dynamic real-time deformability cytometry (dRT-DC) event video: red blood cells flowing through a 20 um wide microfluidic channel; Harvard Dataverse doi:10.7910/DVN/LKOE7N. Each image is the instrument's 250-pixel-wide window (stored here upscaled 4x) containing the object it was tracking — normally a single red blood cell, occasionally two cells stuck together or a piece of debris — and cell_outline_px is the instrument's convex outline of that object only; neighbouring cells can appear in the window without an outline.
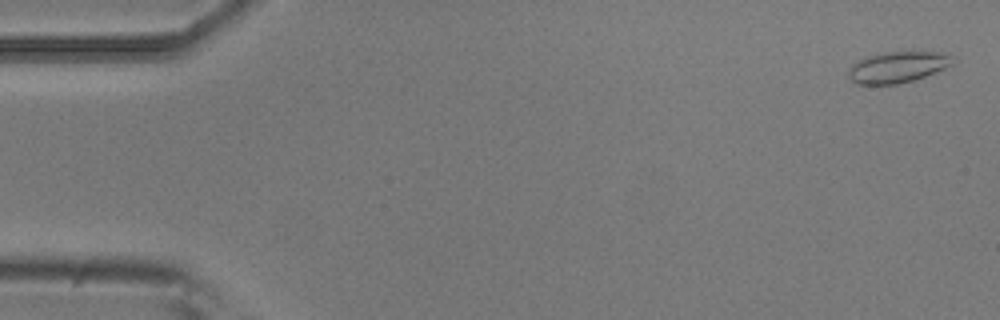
{"species": "common noctule bat (a hibernating species)", "species_latin": "Nyctalus noctula", "temperature_condition": "room temperature", "stored_images_in_passage": 6, "camera_frame_rate_fps": 3000, "um_per_image_px": 0.085, "animal": {"sex": "male", "body_mass_g": 20.5, "forearm_length_mm": 52.5}, "frame": {"image": 1, "passage_image": 1, "time_ms": 0.0, "image_size_px": [1000, 320], "cell_outline_px": [[956, 56], [952, 64], [944, 68], [924, 76], [912, 80], [896, 84], [856, 84], [848, 76], [848, 68], [852, 64], [864, 56], [884, 52], [940, 52]], "centroid_in_image_um": [76.27, 5.69], "position_along_channel_um": 8.7, "area_um2": 18.9}}